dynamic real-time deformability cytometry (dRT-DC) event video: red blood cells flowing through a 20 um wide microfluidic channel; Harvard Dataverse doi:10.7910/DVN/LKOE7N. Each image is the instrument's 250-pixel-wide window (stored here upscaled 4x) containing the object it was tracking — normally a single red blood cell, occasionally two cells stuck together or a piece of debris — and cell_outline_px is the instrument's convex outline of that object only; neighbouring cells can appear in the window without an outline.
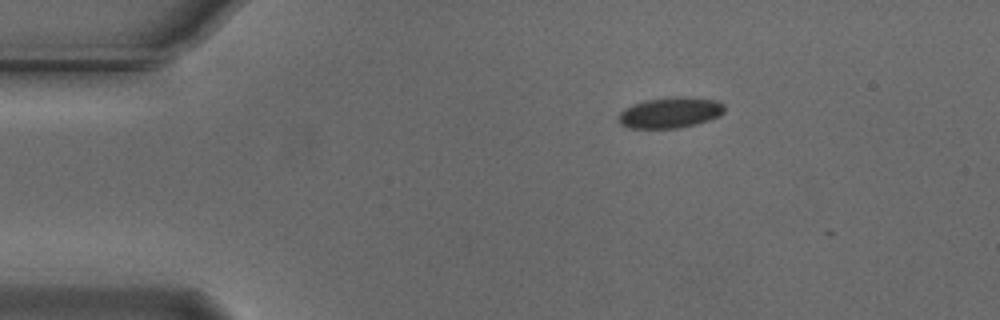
{"species": "Egyptian fruit bat (a non-hibernating species)", "species_latin": "Rousettus aegyptiacus", "temperature_condition": "cold", "stored_images_in_passage": 5, "camera_frame_rate_fps": 3000, "um_per_image_px": 0.085, "animal": {"sex": "male"}, "frame": {"image": 1, "passage_image": 1, "time_ms": 0.0, "image_size_px": [1000, 320], "cell_outline_px": [[724, 112], [720, 116], [696, 124], [680, 128], [628, 128], [620, 124], [616, 120], [616, 116], [624, 108], [632, 104], [644, 100], [672, 96], [688, 96], [716, 100], [724, 104]], "centroid_in_image_um": [56.93, 9.56], "position_along_channel_um": 28.1, "area_um2": 19.48}}